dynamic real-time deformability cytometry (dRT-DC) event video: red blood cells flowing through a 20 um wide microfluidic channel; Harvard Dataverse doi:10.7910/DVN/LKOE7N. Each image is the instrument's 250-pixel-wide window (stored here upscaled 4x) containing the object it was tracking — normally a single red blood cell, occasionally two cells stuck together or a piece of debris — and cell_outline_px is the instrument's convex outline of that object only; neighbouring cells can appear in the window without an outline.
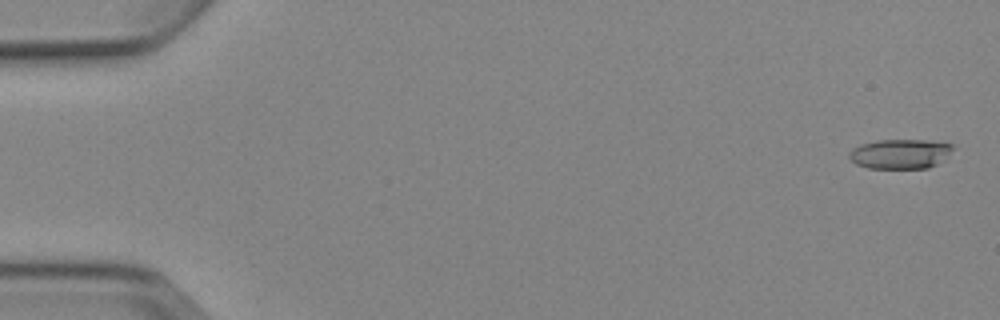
{"species": "Egyptian fruit bat (a non-hibernating species)", "species_latin": "Rousettus aegyptiacus", "temperature_condition": "cold", "stored_images_in_passage": 5, "camera_frame_rate_fps": 3000, "um_per_image_px": 0.085, "animal": {"sex": "female"}, "frame": {"image": 1, "passage_image": 1, "time_ms": 0.0, "image_size_px": [1000, 320], "cell_outline_px": [[952, 148], [936, 164], [928, 168], [868, 168], [856, 164], [848, 156], [848, 152], [852, 148], [860, 144], [876, 140], [928, 140], [952, 144]], "centroid_in_image_um": [76.43, 13.07], "position_along_channel_um": 8.6, "area_um2": 17.69}}
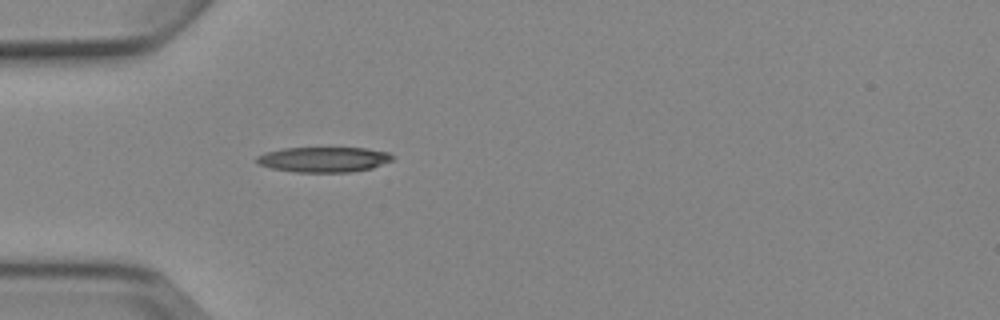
{"frame": {"image": 2, "passage_image": 5, "time_ms": 5.0, "image_size_px": [1000, 320], "cell_outline_px": [[392, 160], [372, 168], [348, 172], [296, 172], [272, 168], [260, 164], [256, 160], [256, 156], [264, 152], [284, 148], [364, 148], [388, 152], [392, 156]], "centroid_in_image_um": [27.49, 13.55], "position_along_channel_um": 57.5, "area_um2": 19.77}}